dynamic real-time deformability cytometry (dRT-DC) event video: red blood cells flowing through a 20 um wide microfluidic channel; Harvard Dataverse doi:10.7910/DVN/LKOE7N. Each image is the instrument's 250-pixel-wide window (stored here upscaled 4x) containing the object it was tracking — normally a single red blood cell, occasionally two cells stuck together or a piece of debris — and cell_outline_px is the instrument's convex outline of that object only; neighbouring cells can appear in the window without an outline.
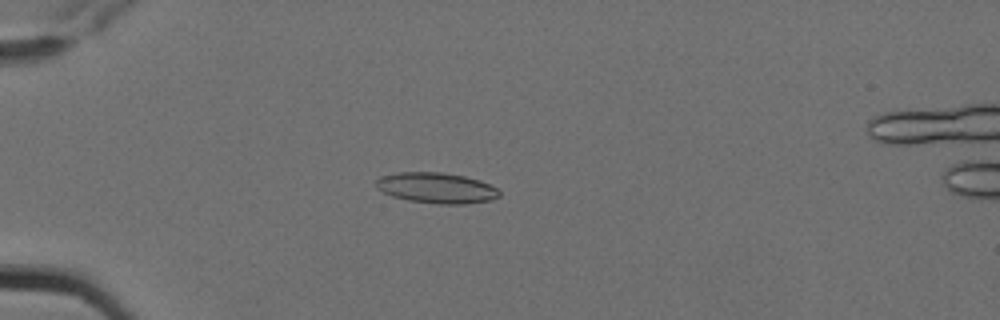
{"species": "Egyptian fruit bat (a non-hibernating species)", "species_latin": "Rousettus aegyptiacus", "temperature_condition": "cold", "stored_images_in_passage": 7, "camera_frame_rate_fps": 3000, "um_per_image_px": 0.085, "animal": {"sex": "female"}, "frame": {"image": 1, "passage_image": 5, "time_ms": 1.333, "image_size_px": [1000, 320], "cell_outline_px": [[500, 196], [492, 200], [464, 204], [440, 204], [408, 200], [392, 196], [376, 188], [376, 180], [380, 176], [396, 172], [444, 172], [464, 176], [480, 180], [496, 188], [500, 192]], "centroid_in_image_um": [37.09, 15.97], "position_along_channel_um": 47.9, "area_um2": 22.08}}